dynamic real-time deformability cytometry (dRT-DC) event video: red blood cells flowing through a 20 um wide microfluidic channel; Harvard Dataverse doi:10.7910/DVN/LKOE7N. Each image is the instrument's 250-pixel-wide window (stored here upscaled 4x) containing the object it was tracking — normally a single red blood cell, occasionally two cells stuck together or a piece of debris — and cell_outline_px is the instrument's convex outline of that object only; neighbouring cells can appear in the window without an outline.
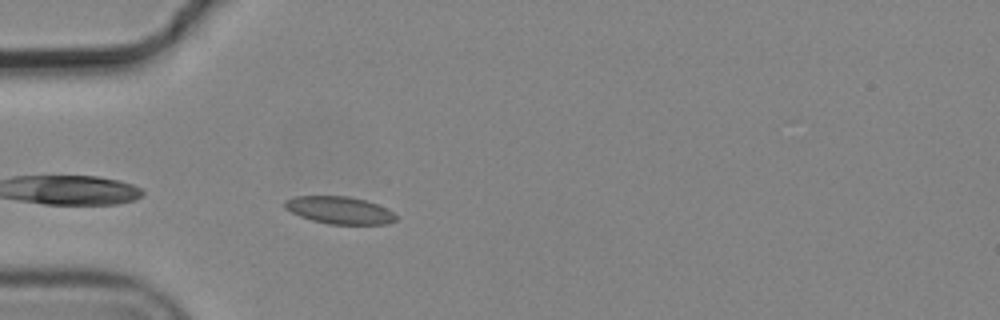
{"species": "common noctule bat (a hibernating species)", "species_latin": "Nyctalus noctula", "temperature_condition": "cold", "stored_images_in_passage": 4, "camera_frame_rate_fps": 3000, "um_per_image_px": 0.085, "animal": {"sex": "male", "body_mass_g": 19.2, "forearm_length_mm": 51.8}, "frame": {"image": 1, "passage_image": 4, "time_ms": 1.0, "image_size_px": [1000, 320], "cell_outline_px": [[396, 220], [388, 224], [328, 224], [312, 220], [300, 216], [284, 208], [284, 200], [296, 196], [348, 196], [364, 200], [376, 204], [392, 212], [396, 216]], "centroid_in_image_um": [28.82, 17.87], "position_along_channel_um": 56.2, "area_um2": 17.57}}